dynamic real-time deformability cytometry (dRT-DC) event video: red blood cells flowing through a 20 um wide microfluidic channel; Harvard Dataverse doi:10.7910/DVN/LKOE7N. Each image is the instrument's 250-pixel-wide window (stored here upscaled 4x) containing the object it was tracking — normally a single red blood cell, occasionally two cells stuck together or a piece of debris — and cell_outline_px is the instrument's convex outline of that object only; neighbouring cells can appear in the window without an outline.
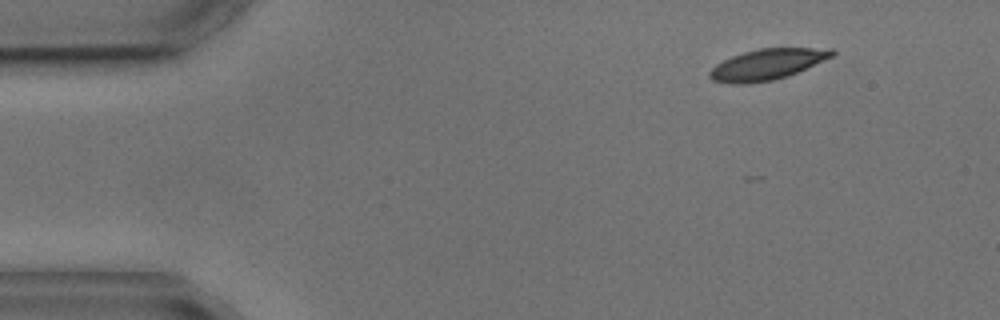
{"species": "common noctule bat (a hibernating species)", "species_latin": "Nyctalus noctula", "temperature_condition": "cold", "stored_images_in_passage": 4, "camera_frame_rate_fps": 3000, "um_per_image_px": 0.085, "animal": {"sex": "male", "body_mass_g": 17.9, "forearm_length_mm": 54.2}, "frame": {"image": 1, "passage_image": 1, "time_ms": 0.0, "image_size_px": [1000, 320], "cell_outline_px": [[836, 52], [832, 56], [788, 76], [772, 80], [748, 84], [728, 84], [712, 80], [708, 76], [708, 72], [716, 64], [732, 56], [744, 52], [760, 48], [832, 48]], "centroid_in_image_um": [65.16, 5.48], "position_along_channel_um": 19.8, "area_um2": 21.91}}